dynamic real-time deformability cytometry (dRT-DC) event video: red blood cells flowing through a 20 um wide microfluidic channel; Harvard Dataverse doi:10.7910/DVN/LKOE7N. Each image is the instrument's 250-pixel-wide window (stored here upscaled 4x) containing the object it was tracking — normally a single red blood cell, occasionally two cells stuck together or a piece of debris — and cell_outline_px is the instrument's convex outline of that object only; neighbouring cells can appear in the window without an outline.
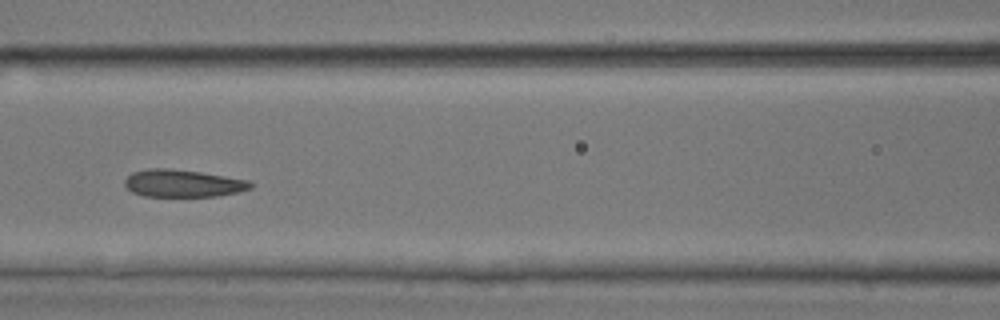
{"species": "common noctule bat (a hibernating species)", "species_latin": "Nyctalus noctula", "temperature_condition": "room temperature", "stored_images_in_passage": 6, "camera_frame_rate_fps": 3000, "um_per_image_px": 0.085, "animal": {"sex": "male", "body_mass_g": 17.9, "forearm_length_mm": 54.2}, "frame": {"image": 1, "passage_image": 6, "time_ms": 1.667, "image_size_px": [1000, 320], "cell_outline_px": [[256, 184], [252, 188], [240, 192], [216, 196], [144, 196], [132, 192], [124, 184], [124, 180], [132, 172], [148, 168], [168, 168], [200, 172], [248, 180]], "centroid_in_image_um": [15.57, 15.58], "position_along_channel_um": 151.0, "area_um2": 20.17}}